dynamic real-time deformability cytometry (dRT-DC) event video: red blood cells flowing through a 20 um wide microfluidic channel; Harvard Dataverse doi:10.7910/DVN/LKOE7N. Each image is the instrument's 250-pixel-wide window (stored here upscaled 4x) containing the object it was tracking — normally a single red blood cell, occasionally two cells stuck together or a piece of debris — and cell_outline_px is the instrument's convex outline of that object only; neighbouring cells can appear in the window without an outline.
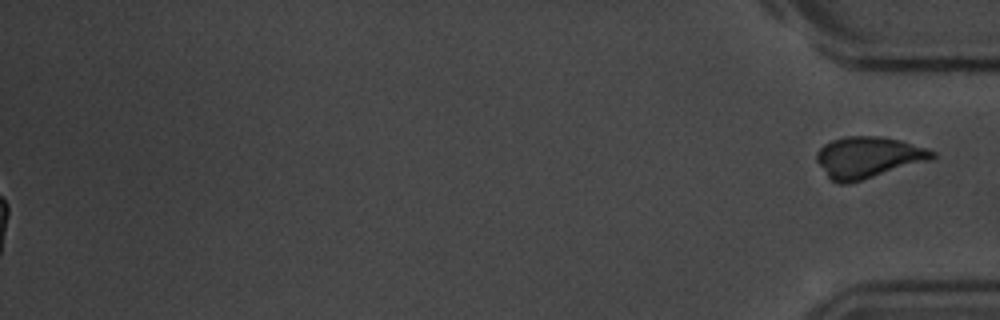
{"species": "common noctule bat (a hibernating species)", "species_latin": "Nyctalus noctula", "temperature_condition": "room temperature", "stored_images_in_passage": 55, "segment_of_instrument_passage": [2, 2], "camera_frame_rate_fps": 3000, "um_per_image_px": 0.085, "animal": {"sex": "male", "body_mass_g": 20.1, "forearm_length_mm": 53.5}, "frame": {"image": 1, "passage_image": 55, "time_ms": 18.0, "image_size_px": [1000, 320], "cell_outline_px": [[936, 156], [932, 160], [848, 184], [836, 184], [828, 176], [816, 160], [816, 152], [824, 144], [832, 140], [844, 136], [880, 136], [900, 140], [928, 148], [936, 152]], "centroid_in_image_um": [73.81, 13.37], "position_along_channel_um": 361.4, "area_um2": 28.03}}